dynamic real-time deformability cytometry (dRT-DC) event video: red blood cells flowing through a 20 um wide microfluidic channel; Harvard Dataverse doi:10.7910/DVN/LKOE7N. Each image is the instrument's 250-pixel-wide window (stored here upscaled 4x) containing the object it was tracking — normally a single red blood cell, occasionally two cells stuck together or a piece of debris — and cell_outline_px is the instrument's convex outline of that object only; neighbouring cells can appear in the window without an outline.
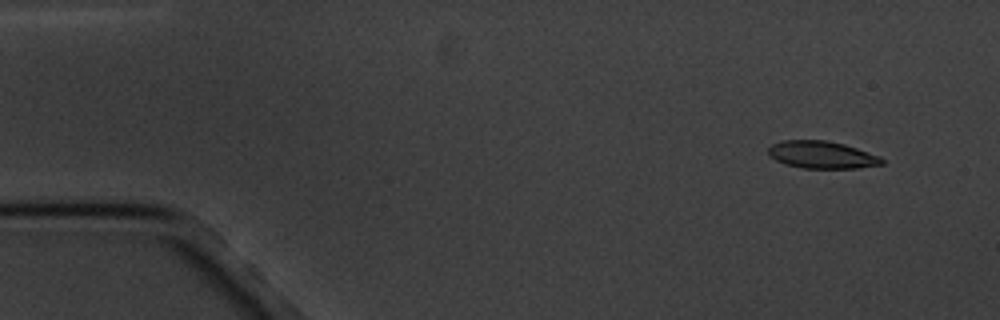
{"species": "common noctule bat (a hibernating species)", "species_latin": "Nyctalus noctula", "temperature_condition": "cold", "stored_images_in_passage": 8, "camera_frame_rate_fps": 3000, "um_per_image_px": 0.085, "animal": {"sex": "male", "body_mass_g": 20.1, "forearm_length_mm": 53.5}, "frame": {"image": 1, "passage_image": 2, "time_ms": 1.0, "image_size_px": [1000, 320], "cell_outline_px": [[884, 164], [860, 168], [804, 168], [784, 164], [768, 156], [768, 148], [772, 144], [784, 140], [824, 140], [844, 144], [880, 156], [884, 160]], "centroid_in_image_um": [69.85, 13.16], "position_along_channel_um": 15.1, "area_um2": 18.15}}
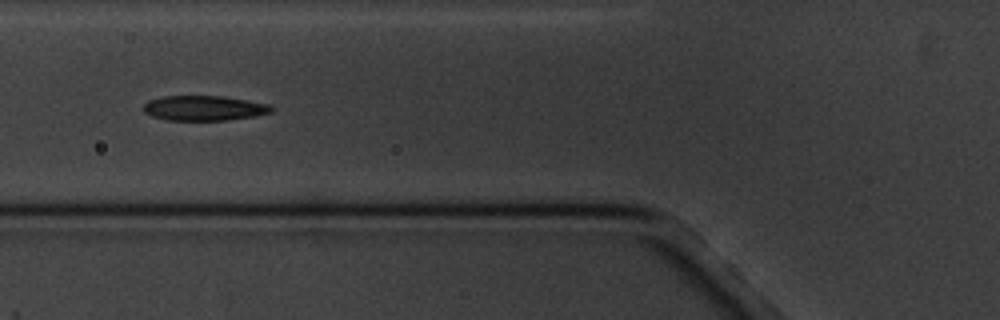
{"frame": {"image": 2, "passage_image": 6, "time_ms": 6.667, "image_size_px": [1000, 320], "cell_outline_px": [[272, 112], [256, 116], [228, 120], [164, 120], [152, 116], [144, 112], [144, 104], [148, 100], [160, 96], [224, 96], [268, 104], [272, 108]], "centroid_in_image_um": [17.31, 9.19], "position_along_channel_um": 108.5, "area_um2": 18.67}}
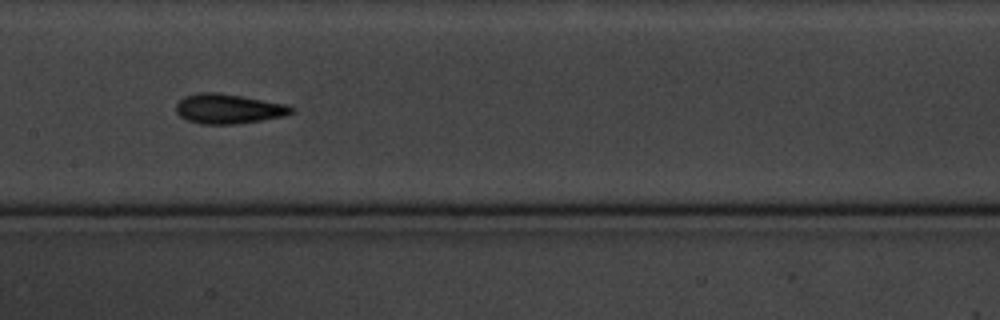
{"frame": {"image": 3, "passage_image": 8, "time_ms": 9.0, "image_size_px": [1000, 320], "cell_outline_px": [[296, 112], [284, 116], [236, 124], [200, 124], [188, 120], [180, 116], [176, 112], [176, 104], [184, 96], [200, 92], [216, 92], [240, 96], [284, 104], [296, 108]], "centroid_in_image_um": [19.41, 9.25], "position_along_channel_um": 188.0, "area_um2": 19.88}}